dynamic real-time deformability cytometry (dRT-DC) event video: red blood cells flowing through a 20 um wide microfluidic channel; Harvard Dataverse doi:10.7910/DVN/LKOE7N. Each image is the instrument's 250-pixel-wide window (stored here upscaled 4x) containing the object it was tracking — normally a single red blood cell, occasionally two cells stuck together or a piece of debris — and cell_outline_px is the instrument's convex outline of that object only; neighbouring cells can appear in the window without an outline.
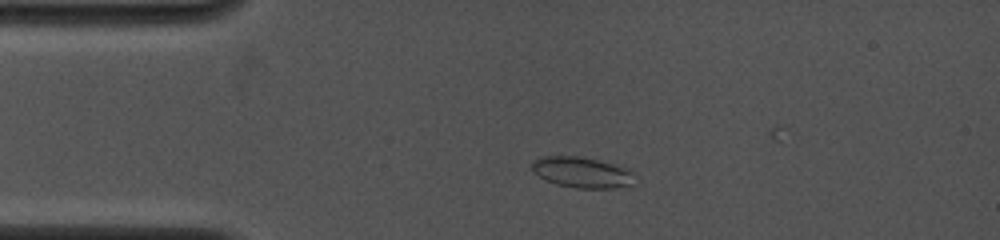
{"species": "common noctule bat (a hibernating species)", "species_latin": "Nyctalus noctula", "temperature_condition": "cold", "stored_images_in_passage": 7, "camera_frame_rate_fps": 4000, "um_per_image_px": 0.085, "animal": {"sex": "female", "body_mass_g": 19.0, "forearm_length_mm": 53.3}, "frame": {"image": 1, "passage_image": 3, "time_ms": 1.0, "image_size_px": [1000, 240], "cell_outline_px": [[636, 184], [616, 188], [576, 188], [556, 184], [544, 180], [532, 168], [532, 160], [540, 156], [584, 156], [632, 168], [636, 172]], "centroid_in_image_um": [49.58, 14.64], "position_along_channel_um": 35.4, "area_um2": 19.13}}